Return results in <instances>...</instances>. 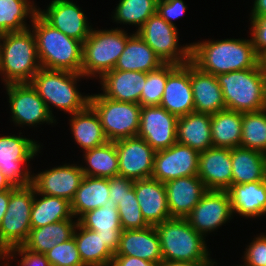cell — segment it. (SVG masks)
Instances as JSON below:
<instances>
[{"label": "cell", "instance_id": "cell-1", "mask_svg": "<svg viewBox=\"0 0 266 266\" xmlns=\"http://www.w3.org/2000/svg\"><path fill=\"white\" fill-rule=\"evenodd\" d=\"M247 38L202 39L191 42V62L201 71L213 74L255 68L259 65L254 46Z\"/></svg>", "mask_w": 266, "mask_h": 266}, {"label": "cell", "instance_id": "cell-2", "mask_svg": "<svg viewBox=\"0 0 266 266\" xmlns=\"http://www.w3.org/2000/svg\"><path fill=\"white\" fill-rule=\"evenodd\" d=\"M84 79L86 83L89 80L81 73L40 68L29 83L45 102L51 116L58 121L55 113L61 111L69 116L89 105L90 93L79 88Z\"/></svg>", "mask_w": 266, "mask_h": 266}, {"label": "cell", "instance_id": "cell-3", "mask_svg": "<svg viewBox=\"0 0 266 266\" xmlns=\"http://www.w3.org/2000/svg\"><path fill=\"white\" fill-rule=\"evenodd\" d=\"M30 28L36 38L41 68L81 73L83 42L52 27L38 13Z\"/></svg>", "mask_w": 266, "mask_h": 266}, {"label": "cell", "instance_id": "cell-4", "mask_svg": "<svg viewBox=\"0 0 266 266\" xmlns=\"http://www.w3.org/2000/svg\"><path fill=\"white\" fill-rule=\"evenodd\" d=\"M40 68L31 28L0 35V81L3 85L29 83Z\"/></svg>", "mask_w": 266, "mask_h": 266}, {"label": "cell", "instance_id": "cell-5", "mask_svg": "<svg viewBox=\"0 0 266 266\" xmlns=\"http://www.w3.org/2000/svg\"><path fill=\"white\" fill-rule=\"evenodd\" d=\"M163 260L216 261L207 239L200 235L186 218H170L155 226Z\"/></svg>", "mask_w": 266, "mask_h": 266}, {"label": "cell", "instance_id": "cell-6", "mask_svg": "<svg viewBox=\"0 0 266 266\" xmlns=\"http://www.w3.org/2000/svg\"><path fill=\"white\" fill-rule=\"evenodd\" d=\"M132 34V31L116 26L109 29L93 26L90 35L83 42L81 74L89 81H96L104 73L113 70Z\"/></svg>", "mask_w": 266, "mask_h": 266}, {"label": "cell", "instance_id": "cell-7", "mask_svg": "<svg viewBox=\"0 0 266 266\" xmlns=\"http://www.w3.org/2000/svg\"><path fill=\"white\" fill-rule=\"evenodd\" d=\"M15 133L13 130L10 134H0V172L13 187H25L32 185V161H35L36 156L43 155L45 146L24 130Z\"/></svg>", "mask_w": 266, "mask_h": 266}, {"label": "cell", "instance_id": "cell-8", "mask_svg": "<svg viewBox=\"0 0 266 266\" xmlns=\"http://www.w3.org/2000/svg\"><path fill=\"white\" fill-rule=\"evenodd\" d=\"M216 77L226 109L245 113L266 108L265 76L260 64L255 68L232 71Z\"/></svg>", "mask_w": 266, "mask_h": 266}, {"label": "cell", "instance_id": "cell-9", "mask_svg": "<svg viewBox=\"0 0 266 266\" xmlns=\"http://www.w3.org/2000/svg\"><path fill=\"white\" fill-rule=\"evenodd\" d=\"M2 87L9 105V120L15 128H22L21 131L31 128L35 132L41 125L53 127L59 123L51 116L45 102L30 83H10Z\"/></svg>", "mask_w": 266, "mask_h": 266}, {"label": "cell", "instance_id": "cell-10", "mask_svg": "<svg viewBox=\"0 0 266 266\" xmlns=\"http://www.w3.org/2000/svg\"><path fill=\"white\" fill-rule=\"evenodd\" d=\"M89 105L98 114L108 141L137 136L142 108L140 104L111 100L98 90V93L90 94Z\"/></svg>", "mask_w": 266, "mask_h": 266}, {"label": "cell", "instance_id": "cell-11", "mask_svg": "<svg viewBox=\"0 0 266 266\" xmlns=\"http://www.w3.org/2000/svg\"><path fill=\"white\" fill-rule=\"evenodd\" d=\"M35 189L32 185L13 187L7 211L0 226V248L4 252L22 246L30 233V214Z\"/></svg>", "mask_w": 266, "mask_h": 266}, {"label": "cell", "instance_id": "cell-12", "mask_svg": "<svg viewBox=\"0 0 266 266\" xmlns=\"http://www.w3.org/2000/svg\"><path fill=\"white\" fill-rule=\"evenodd\" d=\"M163 63L184 65L191 61V43L182 44L180 30L168 24L157 13L136 32ZM182 44V45H181Z\"/></svg>", "mask_w": 266, "mask_h": 266}, {"label": "cell", "instance_id": "cell-13", "mask_svg": "<svg viewBox=\"0 0 266 266\" xmlns=\"http://www.w3.org/2000/svg\"><path fill=\"white\" fill-rule=\"evenodd\" d=\"M186 219L205 239L216 235L222 226L229 225L234 219L228 191L208 190Z\"/></svg>", "mask_w": 266, "mask_h": 266}, {"label": "cell", "instance_id": "cell-14", "mask_svg": "<svg viewBox=\"0 0 266 266\" xmlns=\"http://www.w3.org/2000/svg\"><path fill=\"white\" fill-rule=\"evenodd\" d=\"M76 1V2H75ZM51 0L41 8L38 14L52 27L66 36L84 42L93 28L91 19L77 0ZM78 4V5H77Z\"/></svg>", "mask_w": 266, "mask_h": 266}, {"label": "cell", "instance_id": "cell-15", "mask_svg": "<svg viewBox=\"0 0 266 266\" xmlns=\"http://www.w3.org/2000/svg\"><path fill=\"white\" fill-rule=\"evenodd\" d=\"M40 171L34 170L32 186L35 192L44 195L56 196L71 202L84 177L78 161L62 162ZM36 173H35V172Z\"/></svg>", "mask_w": 266, "mask_h": 266}, {"label": "cell", "instance_id": "cell-16", "mask_svg": "<svg viewBox=\"0 0 266 266\" xmlns=\"http://www.w3.org/2000/svg\"><path fill=\"white\" fill-rule=\"evenodd\" d=\"M199 155L196 150L178 142L167 149L156 151L151 177L166 183L180 177L197 175Z\"/></svg>", "mask_w": 266, "mask_h": 266}, {"label": "cell", "instance_id": "cell-17", "mask_svg": "<svg viewBox=\"0 0 266 266\" xmlns=\"http://www.w3.org/2000/svg\"><path fill=\"white\" fill-rule=\"evenodd\" d=\"M119 174L133 181L151 178L155 150L138 136L116 140Z\"/></svg>", "mask_w": 266, "mask_h": 266}, {"label": "cell", "instance_id": "cell-18", "mask_svg": "<svg viewBox=\"0 0 266 266\" xmlns=\"http://www.w3.org/2000/svg\"><path fill=\"white\" fill-rule=\"evenodd\" d=\"M177 120L175 115L160 106H143L137 136L155 151L167 149L177 142Z\"/></svg>", "mask_w": 266, "mask_h": 266}, {"label": "cell", "instance_id": "cell-19", "mask_svg": "<svg viewBox=\"0 0 266 266\" xmlns=\"http://www.w3.org/2000/svg\"><path fill=\"white\" fill-rule=\"evenodd\" d=\"M159 106L177 118L194 112L190 62L184 65L167 63V81Z\"/></svg>", "mask_w": 266, "mask_h": 266}, {"label": "cell", "instance_id": "cell-20", "mask_svg": "<svg viewBox=\"0 0 266 266\" xmlns=\"http://www.w3.org/2000/svg\"><path fill=\"white\" fill-rule=\"evenodd\" d=\"M198 177L207 190L227 191L231 187V149L211 147L201 152Z\"/></svg>", "mask_w": 266, "mask_h": 266}, {"label": "cell", "instance_id": "cell-21", "mask_svg": "<svg viewBox=\"0 0 266 266\" xmlns=\"http://www.w3.org/2000/svg\"><path fill=\"white\" fill-rule=\"evenodd\" d=\"M147 73L139 71L110 70L99 79L100 93L118 102L138 103L146 83Z\"/></svg>", "mask_w": 266, "mask_h": 266}, {"label": "cell", "instance_id": "cell-22", "mask_svg": "<svg viewBox=\"0 0 266 266\" xmlns=\"http://www.w3.org/2000/svg\"><path fill=\"white\" fill-rule=\"evenodd\" d=\"M133 188L142 216L149 226L171 218L164 183L151 177L134 181Z\"/></svg>", "mask_w": 266, "mask_h": 266}, {"label": "cell", "instance_id": "cell-23", "mask_svg": "<svg viewBox=\"0 0 266 266\" xmlns=\"http://www.w3.org/2000/svg\"><path fill=\"white\" fill-rule=\"evenodd\" d=\"M171 218H186L208 191L198 175L164 183Z\"/></svg>", "mask_w": 266, "mask_h": 266}, {"label": "cell", "instance_id": "cell-24", "mask_svg": "<svg viewBox=\"0 0 266 266\" xmlns=\"http://www.w3.org/2000/svg\"><path fill=\"white\" fill-rule=\"evenodd\" d=\"M227 191L234 218L255 221L266 217V180L232 185Z\"/></svg>", "mask_w": 266, "mask_h": 266}, {"label": "cell", "instance_id": "cell-25", "mask_svg": "<svg viewBox=\"0 0 266 266\" xmlns=\"http://www.w3.org/2000/svg\"><path fill=\"white\" fill-rule=\"evenodd\" d=\"M114 255L135 256L159 265L163 257L155 226L123 230Z\"/></svg>", "mask_w": 266, "mask_h": 266}, {"label": "cell", "instance_id": "cell-26", "mask_svg": "<svg viewBox=\"0 0 266 266\" xmlns=\"http://www.w3.org/2000/svg\"><path fill=\"white\" fill-rule=\"evenodd\" d=\"M190 83L194 100V112L214 114L226 109L217 77L201 71L191 61Z\"/></svg>", "mask_w": 266, "mask_h": 266}, {"label": "cell", "instance_id": "cell-27", "mask_svg": "<svg viewBox=\"0 0 266 266\" xmlns=\"http://www.w3.org/2000/svg\"><path fill=\"white\" fill-rule=\"evenodd\" d=\"M78 222L83 227L100 234L106 246L115 254L123 229L117 205L111 198L102 207L87 211L78 219Z\"/></svg>", "mask_w": 266, "mask_h": 266}, {"label": "cell", "instance_id": "cell-28", "mask_svg": "<svg viewBox=\"0 0 266 266\" xmlns=\"http://www.w3.org/2000/svg\"><path fill=\"white\" fill-rule=\"evenodd\" d=\"M67 119L71 140L80 152L93 149L108 141L99 116L90 105L82 111L67 116Z\"/></svg>", "mask_w": 266, "mask_h": 266}, {"label": "cell", "instance_id": "cell-29", "mask_svg": "<svg viewBox=\"0 0 266 266\" xmlns=\"http://www.w3.org/2000/svg\"><path fill=\"white\" fill-rule=\"evenodd\" d=\"M177 142L197 152L213 147L211 114L192 112L177 120Z\"/></svg>", "mask_w": 266, "mask_h": 266}, {"label": "cell", "instance_id": "cell-30", "mask_svg": "<svg viewBox=\"0 0 266 266\" xmlns=\"http://www.w3.org/2000/svg\"><path fill=\"white\" fill-rule=\"evenodd\" d=\"M163 64L153 49L137 33H133L127 39L124 51L114 69L148 73Z\"/></svg>", "mask_w": 266, "mask_h": 266}, {"label": "cell", "instance_id": "cell-31", "mask_svg": "<svg viewBox=\"0 0 266 266\" xmlns=\"http://www.w3.org/2000/svg\"><path fill=\"white\" fill-rule=\"evenodd\" d=\"M231 186L266 180V154L243 147L231 149Z\"/></svg>", "mask_w": 266, "mask_h": 266}, {"label": "cell", "instance_id": "cell-32", "mask_svg": "<svg viewBox=\"0 0 266 266\" xmlns=\"http://www.w3.org/2000/svg\"><path fill=\"white\" fill-rule=\"evenodd\" d=\"M78 220H61L39 228H32L23 246L36 253L45 254L57 244L71 239L74 235Z\"/></svg>", "mask_w": 266, "mask_h": 266}, {"label": "cell", "instance_id": "cell-33", "mask_svg": "<svg viewBox=\"0 0 266 266\" xmlns=\"http://www.w3.org/2000/svg\"><path fill=\"white\" fill-rule=\"evenodd\" d=\"M78 159L81 169L86 176L112 178L119 174L118 154L115 142L105 144L82 152Z\"/></svg>", "mask_w": 266, "mask_h": 266}, {"label": "cell", "instance_id": "cell-34", "mask_svg": "<svg viewBox=\"0 0 266 266\" xmlns=\"http://www.w3.org/2000/svg\"><path fill=\"white\" fill-rule=\"evenodd\" d=\"M109 179L84 175L73 200L71 211L77 220L87 211L102 207L109 200Z\"/></svg>", "mask_w": 266, "mask_h": 266}, {"label": "cell", "instance_id": "cell-35", "mask_svg": "<svg viewBox=\"0 0 266 266\" xmlns=\"http://www.w3.org/2000/svg\"><path fill=\"white\" fill-rule=\"evenodd\" d=\"M117 2L109 17L110 22L114 23L116 28L132 30L133 33H136L152 15L157 13L158 0H118Z\"/></svg>", "mask_w": 266, "mask_h": 266}, {"label": "cell", "instance_id": "cell-36", "mask_svg": "<svg viewBox=\"0 0 266 266\" xmlns=\"http://www.w3.org/2000/svg\"><path fill=\"white\" fill-rule=\"evenodd\" d=\"M80 258L85 266H110L114 253L95 231L83 227L79 222L74 235Z\"/></svg>", "mask_w": 266, "mask_h": 266}, {"label": "cell", "instance_id": "cell-37", "mask_svg": "<svg viewBox=\"0 0 266 266\" xmlns=\"http://www.w3.org/2000/svg\"><path fill=\"white\" fill-rule=\"evenodd\" d=\"M212 144L216 148L240 147L242 113L229 109L211 114Z\"/></svg>", "mask_w": 266, "mask_h": 266}, {"label": "cell", "instance_id": "cell-38", "mask_svg": "<svg viewBox=\"0 0 266 266\" xmlns=\"http://www.w3.org/2000/svg\"><path fill=\"white\" fill-rule=\"evenodd\" d=\"M72 218L71 202L67 199L34 193L30 214L31 228H39Z\"/></svg>", "mask_w": 266, "mask_h": 266}, {"label": "cell", "instance_id": "cell-39", "mask_svg": "<svg viewBox=\"0 0 266 266\" xmlns=\"http://www.w3.org/2000/svg\"><path fill=\"white\" fill-rule=\"evenodd\" d=\"M36 0H0V35L30 28L38 13ZM29 22V23H28Z\"/></svg>", "mask_w": 266, "mask_h": 266}, {"label": "cell", "instance_id": "cell-40", "mask_svg": "<svg viewBox=\"0 0 266 266\" xmlns=\"http://www.w3.org/2000/svg\"><path fill=\"white\" fill-rule=\"evenodd\" d=\"M240 147L266 154V108L256 112L242 113Z\"/></svg>", "mask_w": 266, "mask_h": 266}, {"label": "cell", "instance_id": "cell-41", "mask_svg": "<svg viewBox=\"0 0 266 266\" xmlns=\"http://www.w3.org/2000/svg\"><path fill=\"white\" fill-rule=\"evenodd\" d=\"M167 81V63L159 68L149 71L146 83L142 89L139 104L143 106H159Z\"/></svg>", "mask_w": 266, "mask_h": 266}, {"label": "cell", "instance_id": "cell-42", "mask_svg": "<svg viewBox=\"0 0 266 266\" xmlns=\"http://www.w3.org/2000/svg\"><path fill=\"white\" fill-rule=\"evenodd\" d=\"M117 210L123 230L144 229L149 226L142 216L134 188L119 200Z\"/></svg>", "mask_w": 266, "mask_h": 266}, {"label": "cell", "instance_id": "cell-43", "mask_svg": "<svg viewBox=\"0 0 266 266\" xmlns=\"http://www.w3.org/2000/svg\"><path fill=\"white\" fill-rule=\"evenodd\" d=\"M45 255L51 266H85L80 258L74 237L55 245Z\"/></svg>", "mask_w": 266, "mask_h": 266}, {"label": "cell", "instance_id": "cell-44", "mask_svg": "<svg viewBox=\"0 0 266 266\" xmlns=\"http://www.w3.org/2000/svg\"><path fill=\"white\" fill-rule=\"evenodd\" d=\"M241 254L240 266H266V232L251 236ZM251 240V242H250Z\"/></svg>", "mask_w": 266, "mask_h": 266}, {"label": "cell", "instance_id": "cell-45", "mask_svg": "<svg viewBox=\"0 0 266 266\" xmlns=\"http://www.w3.org/2000/svg\"><path fill=\"white\" fill-rule=\"evenodd\" d=\"M5 257L12 264H17L12 266H51L45 254L32 252L23 245L5 252Z\"/></svg>", "mask_w": 266, "mask_h": 266}, {"label": "cell", "instance_id": "cell-46", "mask_svg": "<svg viewBox=\"0 0 266 266\" xmlns=\"http://www.w3.org/2000/svg\"><path fill=\"white\" fill-rule=\"evenodd\" d=\"M187 10L188 5L185 0H158L157 2V14L175 28H178L176 21L183 20Z\"/></svg>", "mask_w": 266, "mask_h": 266}, {"label": "cell", "instance_id": "cell-47", "mask_svg": "<svg viewBox=\"0 0 266 266\" xmlns=\"http://www.w3.org/2000/svg\"><path fill=\"white\" fill-rule=\"evenodd\" d=\"M248 20L250 25H248L246 32L249 33L255 52L260 58L266 53V15Z\"/></svg>", "mask_w": 266, "mask_h": 266}, {"label": "cell", "instance_id": "cell-48", "mask_svg": "<svg viewBox=\"0 0 266 266\" xmlns=\"http://www.w3.org/2000/svg\"><path fill=\"white\" fill-rule=\"evenodd\" d=\"M133 184V180L120 175L109 178V197L115 205L118 206L119 200L133 188Z\"/></svg>", "mask_w": 266, "mask_h": 266}, {"label": "cell", "instance_id": "cell-49", "mask_svg": "<svg viewBox=\"0 0 266 266\" xmlns=\"http://www.w3.org/2000/svg\"><path fill=\"white\" fill-rule=\"evenodd\" d=\"M110 266H159L135 256L114 255Z\"/></svg>", "mask_w": 266, "mask_h": 266}, {"label": "cell", "instance_id": "cell-50", "mask_svg": "<svg viewBox=\"0 0 266 266\" xmlns=\"http://www.w3.org/2000/svg\"><path fill=\"white\" fill-rule=\"evenodd\" d=\"M249 7V19L266 15V0H252V6Z\"/></svg>", "mask_w": 266, "mask_h": 266}, {"label": "cell", "instance_id": "cell-51", "mask_svg": "<svg viewBox=\"0 0 266 266\" xmlns=\"http://www.w3.org/2000/svg\"><path fill=\"white\" fill-rule=\"evenodd\" d=\"M215 261H166L163 260L159 266H214Z\"/></svg>", "mask_w": 266, "mask_h": 266}, {"label": "cell", "instance_id": "cell-52", "mask_svg": "<svg viewBox=\"0 0 266 266\" xmlns=\"http://www.w3.org/2000/svg\"><path fill=\"white\" fill-rule=\"evenodd\" d=\"M10 200V190L0 192V226L8 207Z\"/></svg>", "mask_w": 266, "mask_h": 266}, {"label": "cell", "instance_id": "cell-53", "mask_svg": "<svg viewBox=\"0 0 266 266\" xmlns=\"http://www.w3.org/2000/svg\"><path fill=\"white\" fill-rule=\"evenodd\" d=\"M13 186L11 183L5 178V176L0 172V192L11 190Z\"/></svg>", "mask_w": 266, "mask_h": 266}, {"label": "cell", "instance_id": "cell-54", "mask_svg": "<svg viewBox=\"0 0 266 266\" xmlns=\"http://www.w3.org/2000/svg\"><path fill=\"white\" fill-rule=\"evenodd\" d=\"M259 64L262 68V72L266 74V53L260 57Z\"/></svg>", "mask_w": 266, "mask_h": 266}, {"label": "cell", "instance_id": "cell-55", "mask_svg": "<svg viewBox=\"0 0 266 266\" xmlns=\"http://www.w3.org/2000/svg\"><path fill=\"white\" fill-rule=\"evenodd\" d=\"M0 266H12V263L4 257L2 260H0Z\"/></svg>", "mask_w": 266, "mask_h": 266}, {"label": "cell", "instance_id": "cell-56", "mask_svg": "<svg viewBox=\"0 0 266 266\" xmlns=\"http://www.w3.org/2000/svg\"><path fill=\"white\" fill-rule=\"evenodd\" d=\"M220 258H219V261L216 259V261H215V263H214V266H220ZM232 266H240L239 264H236L235 265V263H234V265H232Z\"/></svg>", "mask_w": 266, "mask_h": 266}, {"label": "cell", "instance_id": "cell-57", "mask_svg": "<svg viewBox=\"0 0 266 266\" xmlns=\"http://www.w3.org/2000/svg\"><path fill=\"white\" fill-rule=\"evenodd\" d=\"M5 257V252L0 248V260Z\"/></svg>", "mask_w": 266, "mask_h": 266}, {"label": "cell", "instance_id": "cell-58", "mask_svg": "<svg viewBox=\"0 0 266 266\" xmlns=\"http://www.w3.org/2000/svg\"><path fill=\"white\" fill-rule=\"evenodd\" d=\"M264 76H265V88H266V74H264Z\"/></svg>", "mask_w": 266, "mask_h": 266}]
</instances>
